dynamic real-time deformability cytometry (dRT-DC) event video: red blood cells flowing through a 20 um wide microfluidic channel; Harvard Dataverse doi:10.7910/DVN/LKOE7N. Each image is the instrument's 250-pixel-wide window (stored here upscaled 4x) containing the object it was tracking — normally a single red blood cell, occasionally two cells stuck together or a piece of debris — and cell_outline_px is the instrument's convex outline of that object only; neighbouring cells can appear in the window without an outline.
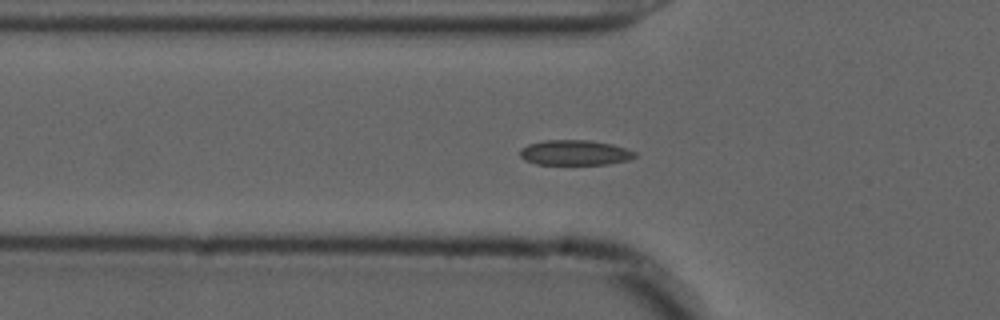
{"species": "common noctule bat (a hibernating species)", "species_latin": "Nyctalus noctula", "temperature_condition": "cold", "stored_images_in_passage": 4, "camera_frame_rate_fps": 3000, "um_per_image_px": 0.085, "animal": {"sex": "male", "forearm_length_mm": 52.5}, "frame": {"image": 1, "passage_image": 2, "time_ms": 0.333, "image_size_px": [1000, 320], "cell_outline_px": [[636, 156], [628, 160], [608, 164], [536, 164], [524, 160], [520, 156], [520, 148], [528, 144], [544, 140], [588, 140], [612, 144], [636, 152]], "centroid_in_image_um": [48.83, 12.97], "position_along_channel_um": 77.0, "area_um2": 16.82}}